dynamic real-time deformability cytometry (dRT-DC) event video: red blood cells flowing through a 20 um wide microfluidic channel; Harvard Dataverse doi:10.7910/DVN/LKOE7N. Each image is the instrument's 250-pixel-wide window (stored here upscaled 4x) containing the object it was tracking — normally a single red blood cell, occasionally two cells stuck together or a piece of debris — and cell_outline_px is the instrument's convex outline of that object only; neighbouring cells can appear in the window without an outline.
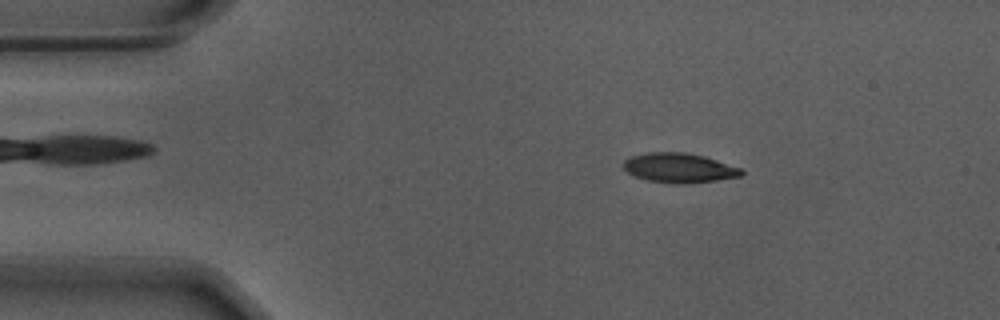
{"species": "Egyptian fruit bat (a non-hibernating species)", "species_latin": "Rousettus aegyptiacus", "temperature_condition": "warm", "stored_images_in_passage": 55, "camera_frame_rate_fps": 3000, "um_per_image_px": 0.085, "animal": {"sex": "male"}, "frame": {"image": 1, "passage_image": 9, "time_ms": 2.667, "image_size_px": [1000, 320], "cell_outline_px": [[744, 172], [740, 176], [716, 180], [688, 184], [668, 184], [644, 180], [632, 176], [624, 168], [624, 160], [628, 156], [648, 152], [684, 152], [704, 156], [740, 168]], "centroid_in_image_um": [57.66, 14.28], "position_along_channel_um": 27.3, "area_um2": 20.58}}
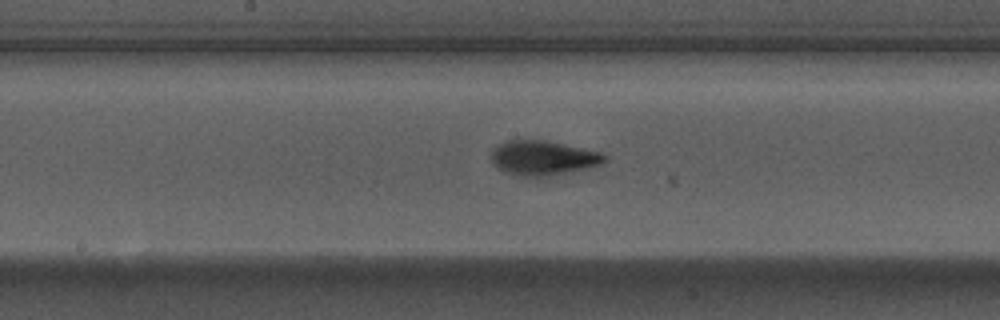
{"frame": {"image": 2, "passage_image": 28, "time_ms": 9.0, "image_size_px": [1000, 320], "cell_outline_px": [[608, 160], [600, 164], [588, 168], [548, 176], [512, 176], [504, 172], [492, 164], [492, 148], [496, 144], [508, 140], [544, 140], [564, 144], [600, 152], [608, 156]], "centroid_in_image_um": [46.12, 13.42], "position_along_channel_um": 202.1, "area_um2": 23.0}}
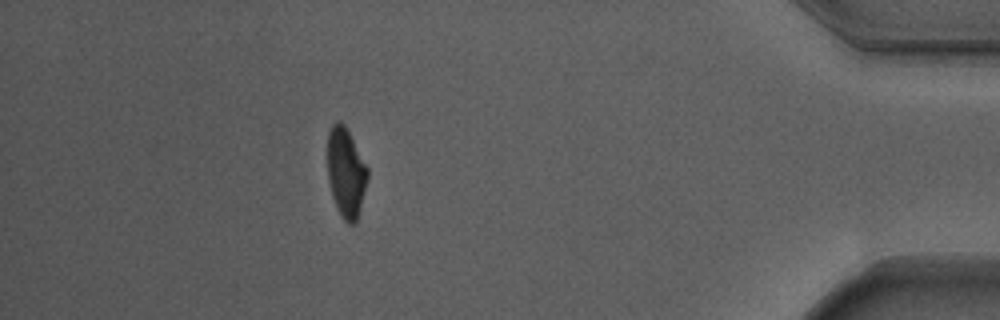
{"frame": {"image": 3, "passage_image": 49, "time_ms": 16.0, "image_size_px": [1000, 320], "cell_outline_px": [[368, 176], [360, 208], [356, 220], [352, 224], [348, 224], [340, 216], [336, 208], [332, 196], [328, 180], [328, 132], [332, 124], [336, 120], [344, 124], [368, 168]], "centroid_in_image_um": [29.39, 14.67], "position_along_channel_um": 405.8, "area_um2": 20.69}, "authors_computed_cell_mechanics": {"area_um2": 21.4438, "velocity_mm_per_s": 3.6888, "shape_relaxation_time_tau1_ms": 2.9254, "shape_relaxation_time_tau2_ms": 1.4715, "deformation_change_tau1": 0.1676, "deformation_change_tau2": 0.0731}}